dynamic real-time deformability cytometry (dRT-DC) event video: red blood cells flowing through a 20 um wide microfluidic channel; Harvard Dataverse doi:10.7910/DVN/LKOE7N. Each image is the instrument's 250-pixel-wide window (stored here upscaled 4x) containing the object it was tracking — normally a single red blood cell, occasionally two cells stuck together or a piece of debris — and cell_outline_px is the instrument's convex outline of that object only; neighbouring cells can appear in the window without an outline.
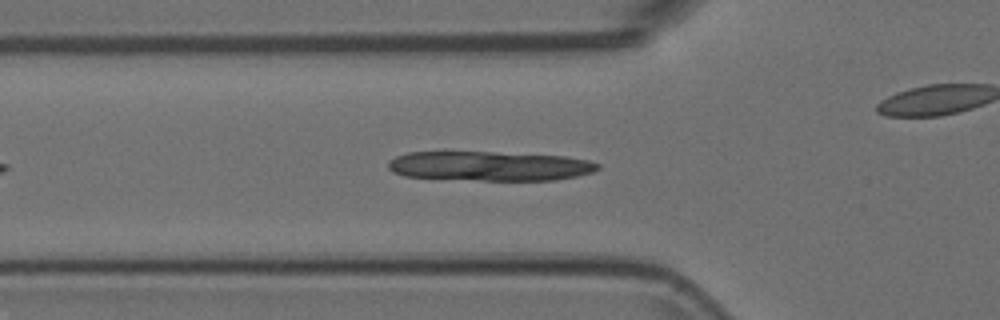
{"species": "Egyptian fruit bat (a non-hibernating species)", "species_latin": "Rousettus aegyptiacus", "temperature_condition": "room temperature", "stored_images_in_passage": 44, "camera_frame_rate_fps": 3000, "um_per_image_px": 0.085, "animal": {"sex": "female"}, "frame": {"image": 1, "passage_image": 8, "time_ms": 2.333, "image_size_px": [1000, 320], "cell_outline_px": [[600, 168], [592, 172], [576, 176], [556, 180], [480, 180], [404, 176], [392, 172], [388, 168], [388, 160], [396, 156], [408, 152], [492, 152], [564, 156], [588, 160], [600, 164]], "centroid_in_image_um": [41.61, 14.11], "position_along_channel_um": 84.2, "area_um2": 35.95}}
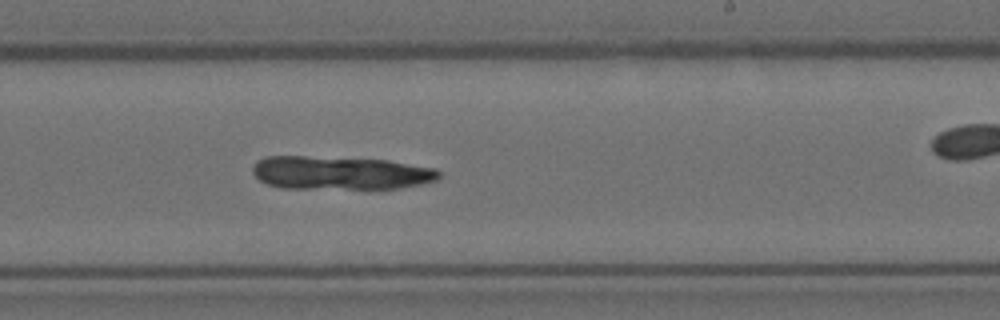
{"frame": {"image": 2, "passage_image": 22, "time_ms": 7.0, "image_size_px": [1000, 320], "cell_outline_px": [[440, 176], [436, 180], [420, 184], [400, 188], [280, 188], [268, 184], [260, 180], [252, 172], [252, 168], [256, 160], [264, 156], [304, 156], [388, 160], [436, 168], [440, 172]], "centroid_in_image_um": [28.9, 14.69], "position_along_channel_um": 260.1, "area_um2": 36.24}}